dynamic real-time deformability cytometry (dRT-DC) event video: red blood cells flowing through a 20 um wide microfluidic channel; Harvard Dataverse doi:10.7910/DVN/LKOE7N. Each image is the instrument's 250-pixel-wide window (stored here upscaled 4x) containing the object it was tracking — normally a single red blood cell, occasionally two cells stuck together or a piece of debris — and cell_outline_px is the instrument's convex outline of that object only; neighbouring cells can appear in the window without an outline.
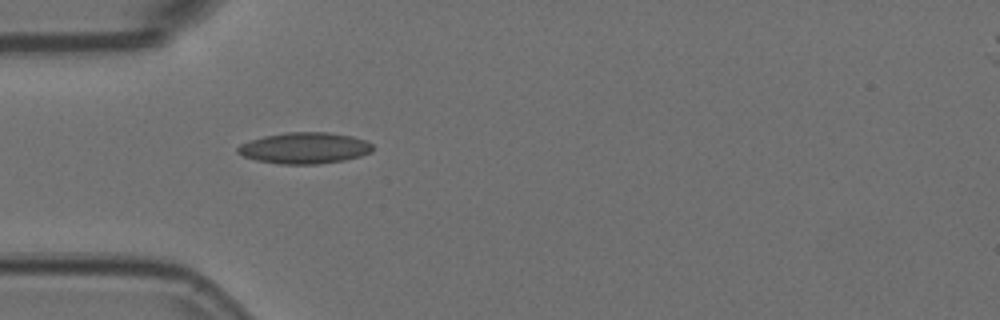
{"species": "Egyptian fruit bat (a non-hibernating species)", "species_latin": "Rousettus aegyptiacus", "temperature_condition": "room temperature", "stored_images_in_passage": 11, "camera_frame_rate_fps": 3000, "um_per_image_px": 0.085, "animal": {"sex": "female"}, "frame": {"image": 1, "passage_image": 1, "time_ms": 0.0, "image_size_px": [1000, 320], "cell_outline_px": [[372, 152], [360, 156], [344, 160], [320, 164], [280, 164], [256, 160], [244, 156], [236, 152], [236, 148], [240, 144], [264, 136], [288, 132], [328, 132], [352, 136], [364, 140], [372, 144]], "centroid_in_image_um": [25.89, 12.58], "position_along_channel_um": 59.1, "area_um2": 24.51}}
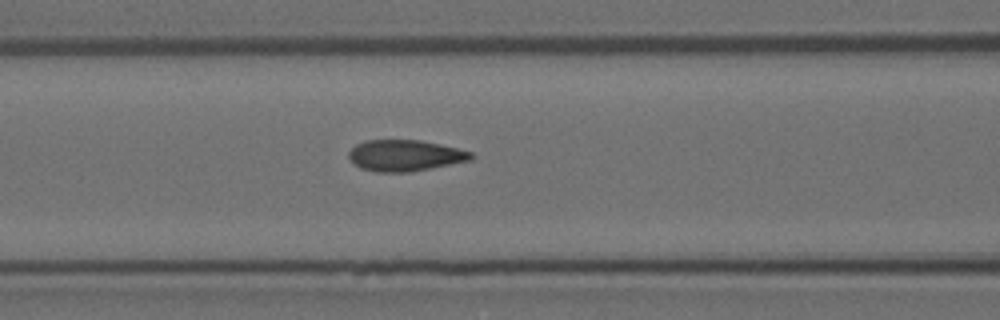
{"frame": {"image": 2, "passage_image": 7, "time_ms": 2.0, "image_size_px": [1000, 320], "cell_outline_px": [[472, 160], [412, 172], [376, 172], [360, 168], [348, 156], [348, 152], [356, 144], [368, 140], [420, 140], [456, 148], [472, 152]], "centroid_in_image_um": [34.42, 13.22], "position_along_channel_um": 132.2, "area_um2": 22.14}}
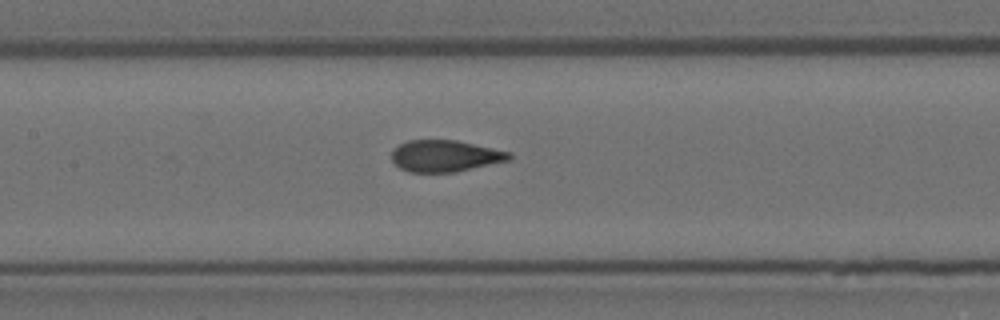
{"frame": {"image": 3, "passage_image": 10, "time_ms": 3.0, "image_size_px": [1000, 320], "cell_outline_px": [[512, 160], [456, 172], [408, 172], [400, 168], [392, 160], [392, 148], [408, 140], [456, 140], [512, 152]], "centroid_in_image_um": [37.86, 13.26], "position_along_channel_um": 169.5, "area_um2": 21.85}}